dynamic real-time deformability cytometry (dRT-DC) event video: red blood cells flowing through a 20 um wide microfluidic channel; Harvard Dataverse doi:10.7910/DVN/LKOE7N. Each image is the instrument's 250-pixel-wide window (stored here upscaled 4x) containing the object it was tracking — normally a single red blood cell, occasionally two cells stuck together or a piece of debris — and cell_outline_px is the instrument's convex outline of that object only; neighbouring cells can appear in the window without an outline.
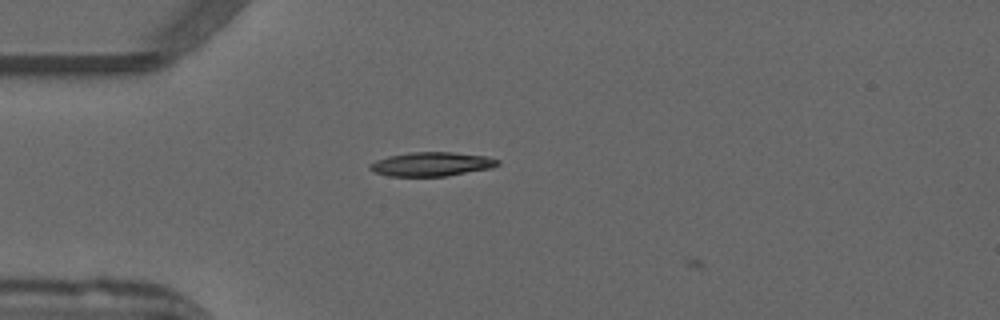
{"species": "common noctule bat (a hibernating species)", "species_latin": "Nyctalus noctula", "temperature_condition": "warm", "stored_images_in_passage": 11, "camera_frame_rate_fps": 3000, "um_per_image_px": 0.085, "animal": {"sex": "male", "forearm_length_mm": 52.5}, "frame": {"image": 1, "passage_image": 10, "time_ms": 3.0, "image_size_px": [1000, 320], "cell_outline_px": [[500, 164], [492, 168], [448, 176], [388, 176], [372, 172], [368, 168], [368, 164], [376, 160], [388, 156], [408, 152], [452, 152], [484, 156], [500, 160]], "centroid_in_image_um": [36.65, 13.95], "position_along_channel_um": 48.4, "area_um2": 18.09}}